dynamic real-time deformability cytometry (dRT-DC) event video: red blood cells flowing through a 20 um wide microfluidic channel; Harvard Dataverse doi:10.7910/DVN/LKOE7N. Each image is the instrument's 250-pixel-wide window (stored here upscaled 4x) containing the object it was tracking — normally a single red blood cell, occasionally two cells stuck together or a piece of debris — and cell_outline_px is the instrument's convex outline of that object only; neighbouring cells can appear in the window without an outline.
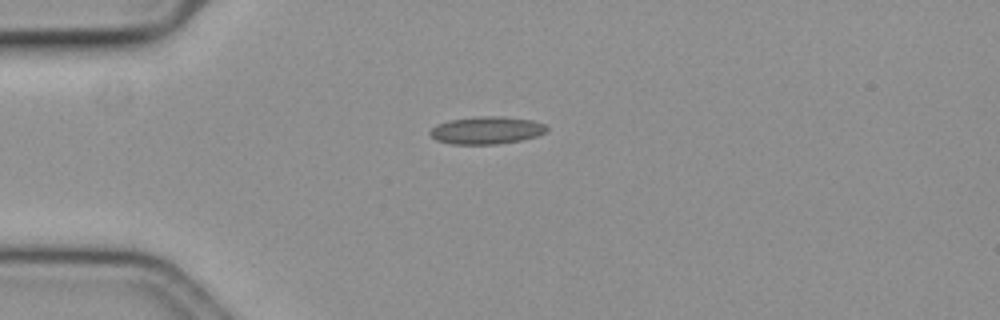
{"species": "common noctule bat (a hibernating species)", "species_latin": "Nyctalus noctula", "temperature_condition": "cold", "stored_images_in_passage": 44, "camera_frame_rate_fps": 3000, "um_per_image_px": 0.085, "animal": {"sex": "female", "body_mass_g": 19.3, "forearm_length_mm": 54.1}, "frame": {"image": 1, "passage_image": 1, "time_ms": 0.0, "image_size_px": [1000, 320], "cell_outline_px": [[548, 132], [524, 140], [500, 144], [448, 144], [436, 140], [428, 132], [432, 128], [448, 120], [476, 116], [504, 116], [532, 120], [544, 124], [548, 128]], "centroid_in_image_um": [41.39, 11.08], "position_along_channel_um": 43.6, "area_um2": 18.96}}
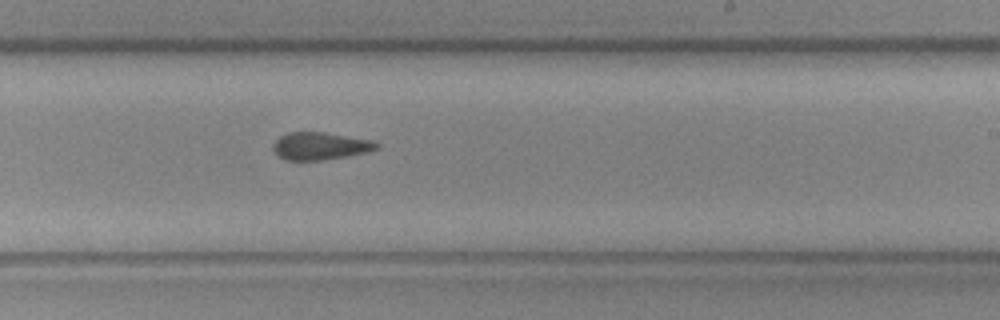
{"frame": {"image": 2, "passage_image": 21, "time_ms": 6.667, "image_size_px": [1000, 320], "cell_outline_px": [[380, 148], [368, 152], [348, 156], [320, 160], [284, 160], [276, 156], [272, 148], [272, 144], [280, 136], [288, 132], [324, 132], [372, 140], [380, 144]], "centroid_in_image_um": [27.2, 12.41], "position_along_channel_um": 261.8, "area_um2": 16.82}}
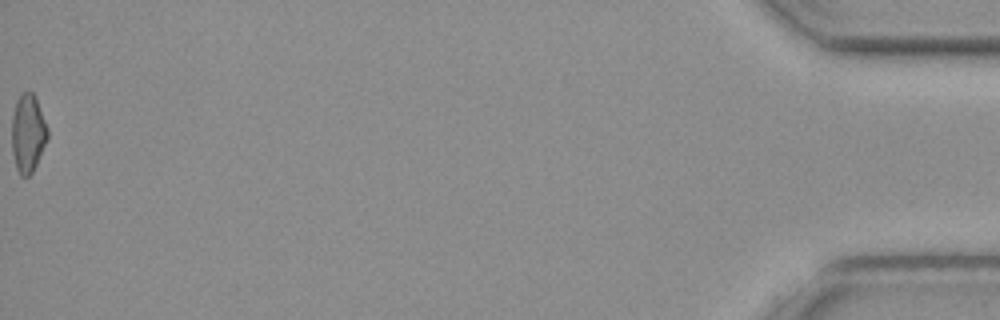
{"frame": {"image": 3, "passage_image": 44, "time_ms": 14.333, "image_size_px": [1000, 320], "cell_outline_px": [[48, 140], [32, 172], [28, 176], [20, 176], [16, 168], [12, 152], [12, 116], [16, 100], [20, 92], [28, 88], [32, 92], [36, 100], [48, 128]], "centroid_in_image_um": [2.36, 11.3], "position_along_channel_um": 432.8, "area_um2": 16.47}, "authors_computed_cell_mechanics": {"area_um2": 17.1377, "velocity_mm_per_s": 3.6218, "shape_relaxation_time_tau1_ms": null, "shape_relaxation_time_tau2_ms": 3.7928, "deformation_change_tau1": null, "deformation_change_tau2": 0.0901}}